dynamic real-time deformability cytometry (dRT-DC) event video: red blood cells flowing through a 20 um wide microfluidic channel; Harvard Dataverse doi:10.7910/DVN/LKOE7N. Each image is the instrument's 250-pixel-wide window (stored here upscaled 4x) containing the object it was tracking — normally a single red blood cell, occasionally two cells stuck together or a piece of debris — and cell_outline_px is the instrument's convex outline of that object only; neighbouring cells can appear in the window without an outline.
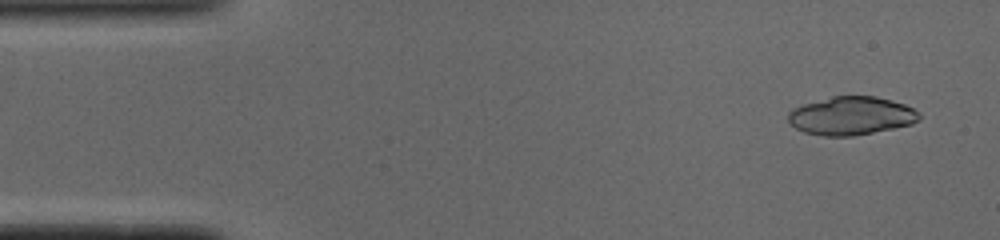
{"species": "common noctule bat (a hibernating species)", "species_latin": "Nyctalus noctula", "temperature_condition": "cold", "stored_images_in_passage": 50, "segment_of_instrument_passage": [1, 2], "camera_frame_rate_fps": 3000, "um_per_image_px": 0.085, "animal": {"sex": "male", "body_mass_g": 19.0, "forearm_length_mm": 50.8}, "frame": {"image": 1, "passage_image": 3, "time_ms": 0.667, "image_size_px": [1000, 240], "cell_outline_px": [[920, 120], [912, 124], [852, 136], [824, 136], [804, 132], [796, 128], [788, 120], [788, 112], [792, 108], [804, 104], [832, 96], [876, 96], [904, 104], [920, 112]], "centroid_in_image_um": [72.35, 9.84], "position_along_channel_um": 12.6, "area_um2": 29.13}}